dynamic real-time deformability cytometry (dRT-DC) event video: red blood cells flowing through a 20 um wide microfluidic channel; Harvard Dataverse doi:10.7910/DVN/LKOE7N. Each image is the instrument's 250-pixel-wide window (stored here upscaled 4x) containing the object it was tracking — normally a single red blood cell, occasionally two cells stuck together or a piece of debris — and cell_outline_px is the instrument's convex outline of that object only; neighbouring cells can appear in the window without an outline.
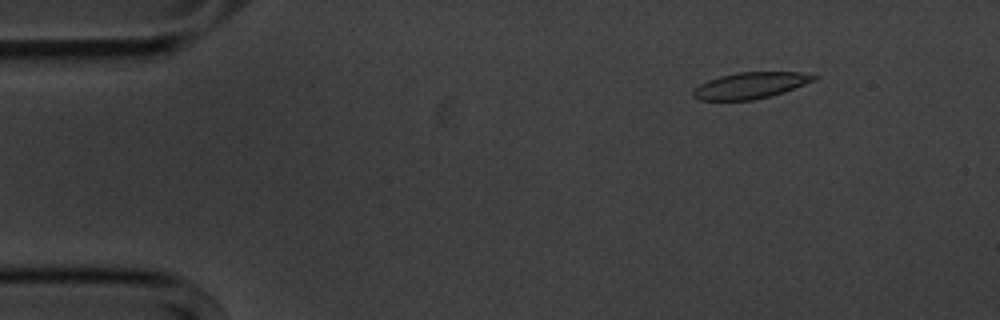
{"species": "common noctule bat (a hibernating species)", "species_latin": "Nyctalus noctula", "temperature_condition": "cold", "stored_images_in_passage": 50, "camera_frame_rate_fps": 3000, "um_per_image_px": 0.085, "animal": {"sex": "male", "body_mass_g": 20.1, "forearm_length_mm": 53.5}, "frame": {"image": 1, "passage_image": 1, "time_ms": 0.0, "image_size_px": [1000, 320], "cell_outline_px": [[820, 76], [816, 80], [784, 92], [752, 100], [700, 100], [692, 96], [692, 92], [700, 84], [708, 80], [720, 76], [740, 72], [800, 72]], "centroid_in_image_um": [63.81, 7.26], "position_along_channel_um": 21.2, "area_um2": 18.38}}
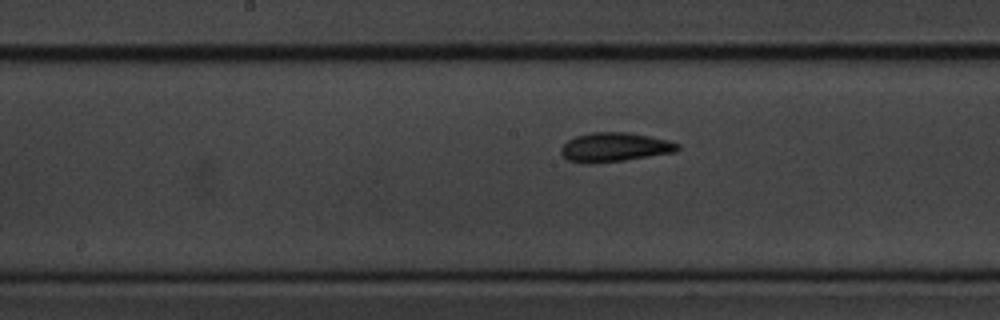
{"frame": {"image": 2, "passage_image": 22, "time_ms": 7.0, "image_size_px": [1000, 320], "cell_outline_px": [[680, 148], [676, 152], [624, 160], [588, 164], [584, 164], [568, 160], [560, 152], [560, 148], [568, 140], [576, 136], [592, 132], [628, 132], [668, 140], [680, 144]], "centroid_in_image_um": [52.24, 12.51], "position_along_channel_um": 196.0, "area_um2": 19.83}}
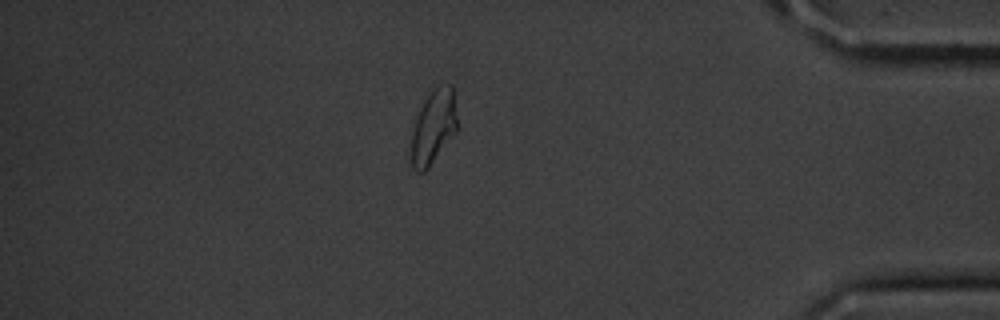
{"frame": {"image": 3, "passage_image": 42, "time_ms": 13.667, "image_size_px": [1000, 320], "cell_outline_px": [[456, 132], [428, 168], [424, 172], [416, 172], [412, 168], [412, 132], [420, 108], [424, 100], [436, 88], [448, 84], [452, 84], [456, 116]], "centroid_in_image_um": [36.84, 10.82], "position_along_channel_um": 398.4, "area_um2": 19.25}, "authors_computed_cell_mechanics": {"area_um2": 19.4497, "velocity_mm_per_s": 3.5787, "shape_relaxation_time_tau1_ms": 2.8688, "shape_relaxation_time_tau2_ms": 2.325, "deformation_change_tau1": 0.1093, "deformation_change_tau2": 0.0858}}